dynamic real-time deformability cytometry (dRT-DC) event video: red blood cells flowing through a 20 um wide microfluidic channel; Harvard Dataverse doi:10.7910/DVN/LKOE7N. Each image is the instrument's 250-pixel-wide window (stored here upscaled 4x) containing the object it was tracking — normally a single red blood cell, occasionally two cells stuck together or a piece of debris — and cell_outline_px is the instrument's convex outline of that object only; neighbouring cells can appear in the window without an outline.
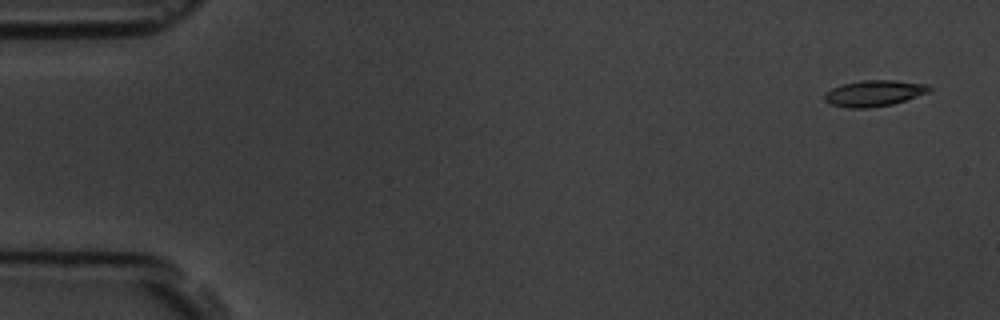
{"species": "common noctule bat (a hibernating species)", "species_latin": "Nyctalus noctula", "temperature_condition": "room temperature", "stored_images_in_passage": 5, "camera_frame_rate_fps": 3000, "um_per_image_px": 0.085, "animal": {"sex": "male", "body_mass_g": 19.5, "forearm_length_mm": 54.6}, "frame": {"image": 1, "passage_image": 1, "time_ms": 0.0, "image_size_px": [1000, 320], "cell_outline_px": [[932, 88], [928, 92], [892, 104], [868, 108], [848, 108], [832, 104], [824, 100], [824, 92], [832, 88], [844, 84], [860, 80], [892, 80], [928, 84]], "centroid_in_image_um": [74.27, 7.92], "position_along_channel_um": 10.7, "area_um2": 15.78}}
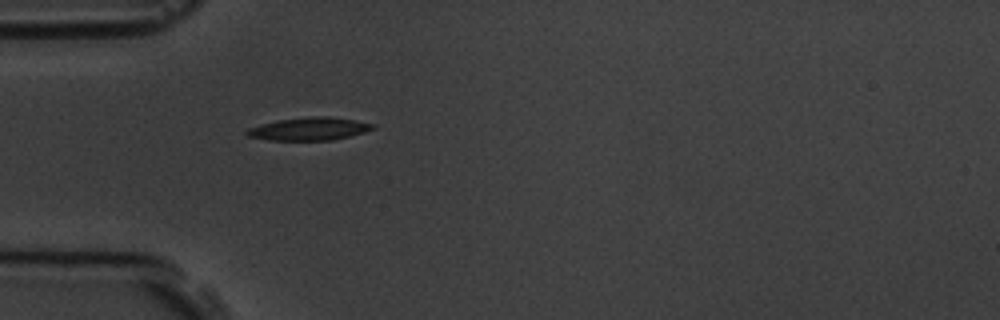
{"frame": {"image": 2, "passage_image": 5, "time_ms": 4.667, "image_size_px": [1000, 320], "cell_outline_px": [[376, 128], [364, 132], [332, 140], [268, 140], [248, 136], [244, 132], [248, 128], [280, 120], [312, 116], [328, 116], [356, 120], [376, 124]], "centroid_in_image_um": [26.33, 10.95], "position_along_channel_um": 58.7, "area_um2": 16.65}}